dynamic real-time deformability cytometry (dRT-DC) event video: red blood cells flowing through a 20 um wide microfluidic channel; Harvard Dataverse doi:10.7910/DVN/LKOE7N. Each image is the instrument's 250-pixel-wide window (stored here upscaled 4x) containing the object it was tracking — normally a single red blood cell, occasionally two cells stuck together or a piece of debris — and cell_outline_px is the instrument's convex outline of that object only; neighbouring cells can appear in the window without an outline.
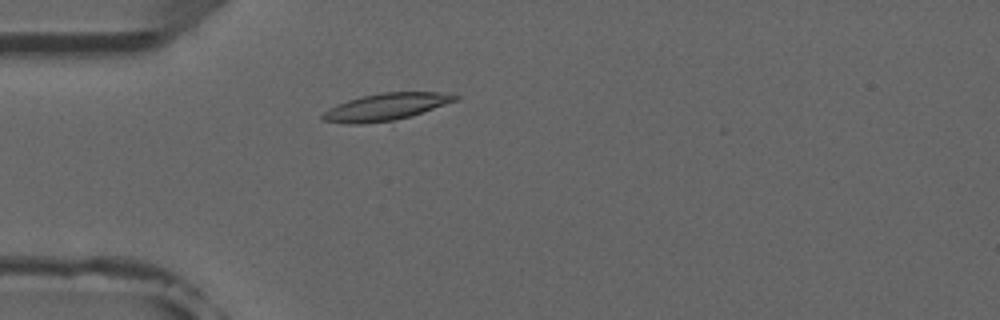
{"species": "common noctule bat (a hibernating species)", "species_latin": "Nyctalus noctula", "temperature_condition": "room temperature", "stored_images_in_passage": 1, "camera_frame_rate_fps": 3000, "um_per_image_px": 0.085, "animal": {"sex": "male", "forearm_length_mm": 52.5}, "frame": {"image": 1, "passage_image": 1, "time_ms": 0.0, "image_size_px": [1000, 320], "cell_outline_px": [[460, 96], [456, 100], [392, 128], [348, 124], [324, 120], [320, 116], [328, 108], [336, 104], [360, 96], [384, 92], [452, 92]], "centroid_in_image_um": [32.9, 9.19], "position_along_channel_um": 52.1, "area_um2": 23.29}}